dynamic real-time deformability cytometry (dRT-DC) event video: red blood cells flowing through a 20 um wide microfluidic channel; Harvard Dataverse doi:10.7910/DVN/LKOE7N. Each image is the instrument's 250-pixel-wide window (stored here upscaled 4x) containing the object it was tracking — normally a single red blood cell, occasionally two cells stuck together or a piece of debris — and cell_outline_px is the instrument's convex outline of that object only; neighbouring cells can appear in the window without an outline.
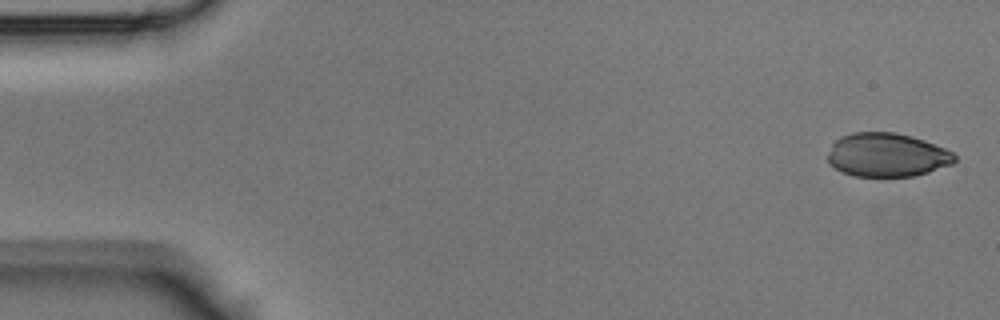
{"species": "Egyptian fruit bat (a non-hibernating species)", "species_latin": "Rousettus aegyptiacus", "temperature_condition": "room temperature", "stored_images_in_passage": 40, "camera_frame_rate_fps": 3000, "um_per_image_px": 0.085, "animal": {"sex": "male"}, "frame": {"image": 1, "passage_image": 1, "time_ms": 0.0, "image_size_px": [1000, 320], "cell_outline_px": [[956, 160], [952, 164], [928, 172], [912, 176], [852, 176], [840, 172], [828, 164], [828, 152], [832, 144], [840, 136], [852, 132], [896, 132], [912, 136], [924, 140], [944, 148], [952, 152], [956, 156]], "centroid_in_image_um": [75.35, 13.17], "position_along_channel_um": 9.6, "area_um2": 32.54}}
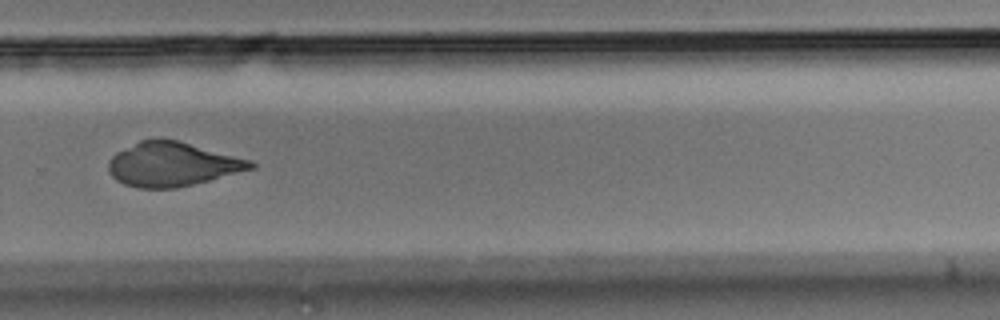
{"frame": {"image": 2, "passage_image": 29, "time_ms": 9.333, "image_size_px": [1000, 320], "cell_outline_px": [[256, 168], [176, 188], [140, 188], [124, 184], [116, 180], [108, 172], [108, 160], [116, 152], [140, 140], [156, 136], [180, 140], [252, 160], [256, 164]], "centroid_in_image_um": [14.63, 13.93], "position_along_channel_um": 315.2, "area_um2": 37.05}}
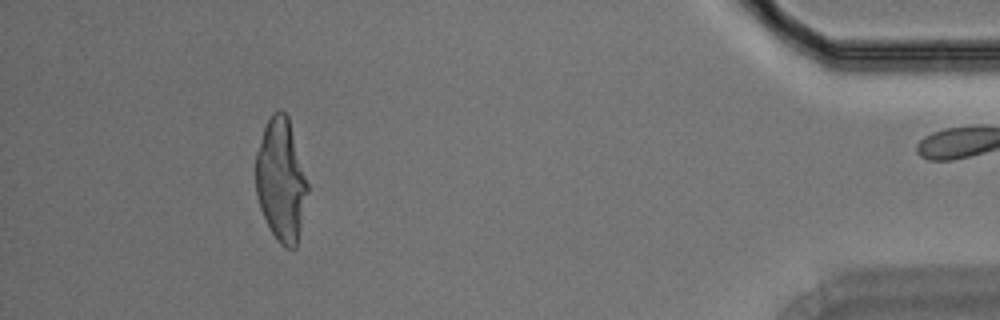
{"frame": {"image": 3, "passage_image": 39, "time_ms": 12.667, "image_size_px": [1000, 320], "cell_outline_px": [[308, 192], [296, 248], [284, 248], [276, 240], [260, 208], [256, 196], [256, 152], [264, 128], [272, 112], [280, 108], [288, 116], [308, 184]], "centroid_in_image_um": [23.88, 15.31], "position_along_channel_um": 411.3, "area_um2": 36.88}}